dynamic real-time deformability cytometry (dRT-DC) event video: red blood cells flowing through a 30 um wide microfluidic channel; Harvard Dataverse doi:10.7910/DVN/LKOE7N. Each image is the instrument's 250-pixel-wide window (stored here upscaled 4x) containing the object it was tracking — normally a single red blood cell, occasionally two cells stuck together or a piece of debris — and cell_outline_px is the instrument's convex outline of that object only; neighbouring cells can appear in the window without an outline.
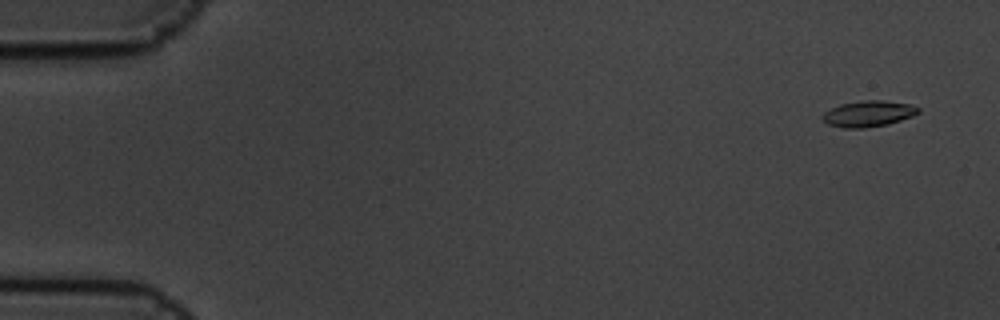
{"species": "common noctule bat (a hibernating species)", "species_latin": "Nyctalus noctula", "temperature_condition": "cold", "stored_images_in_passage": 5, "camera_frame_rate_fps": 3000, "um_per_image_px": 0.085, "animal": {"sex": "male", "body_mass_g": 19.5, "forearm_length_mm": 54.6}, "frame": {"image": 1, "passage_image": 2, "time_ms": 0.333, "image_size_px": [1000, 320], "cell_outline_px": [[920, 112], [912, 116], [888, 124], [864, 128], [844, 128], [828, 124], [820, 116], [824, 112], [840, 104], [860, 100], [884, 100], [908, 104], [920, 108]], "centroid_in_image_um": [73.8, 9.66], "position_along_channel_um": 11.2, "area_um2": 14.51}}